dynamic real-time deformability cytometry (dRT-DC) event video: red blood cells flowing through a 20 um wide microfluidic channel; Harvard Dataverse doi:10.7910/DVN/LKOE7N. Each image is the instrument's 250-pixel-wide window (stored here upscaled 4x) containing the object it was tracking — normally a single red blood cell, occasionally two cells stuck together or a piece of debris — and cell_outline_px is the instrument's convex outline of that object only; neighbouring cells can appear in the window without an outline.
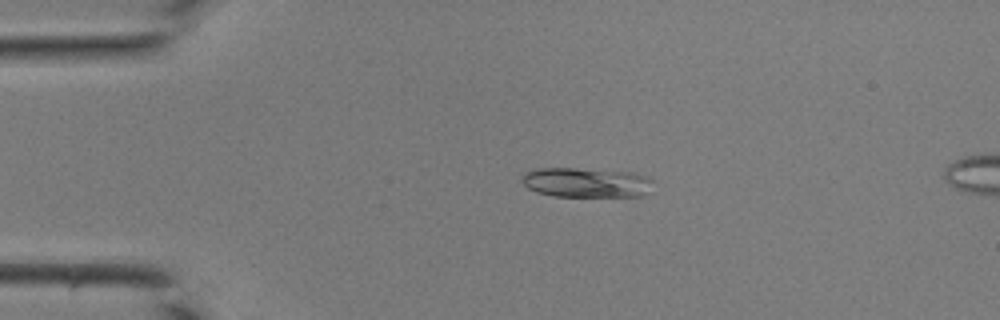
{"species": "common noctule bat (a hibernating species)", "species_latin": "Nyctalus noctula", "temperature_condition": "room temperature", "stored_images_in_passage": 41, "camera_frame_rate_fps": 3000, "um_per_image_px": 0.085, "animal": {"sex": "male", "body_mass_g": 19.0, "forearm_length_mm": 50.8}, "frame": {"image": 1, "passage_image": 9, "time_ms": 2.667, "image_size_px": [1000, 320], "cell_outline_px": [[652, 192], [644, 196], [552, 196], [536, 192], [528, 188], [520, 180], [524, 172], [536, 168], [576, 168], [636, 172], [652, 180]], "centroid_in_image_um": [49.84, 15.51], "position_along_channel_um": 35.2, "area_um2": 23.12}}
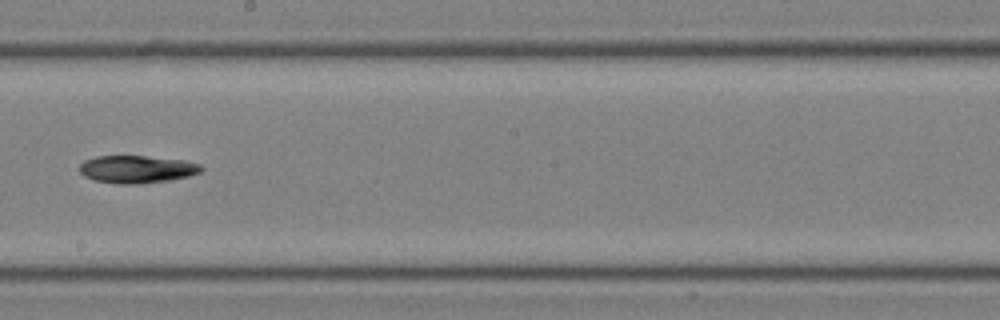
{"frame": {"image": 2, "passage_image": 24, "time_ms": 7.667, "image_size_px": [1000, 320], "cell_outline_px": [[204, 168], [200, 172], [188, 176], [168, 180], [136, 184], [120, 184], [96, 180], [84, 176], [80, 172], [80, 164], [84, 160], [96, 156], [144, 156], [184, 160], [200, 164]], "centroid_in_image_um": [11.63, 14.38], "position_along_channel_um": 236.6, "area_um2": 19.42}}
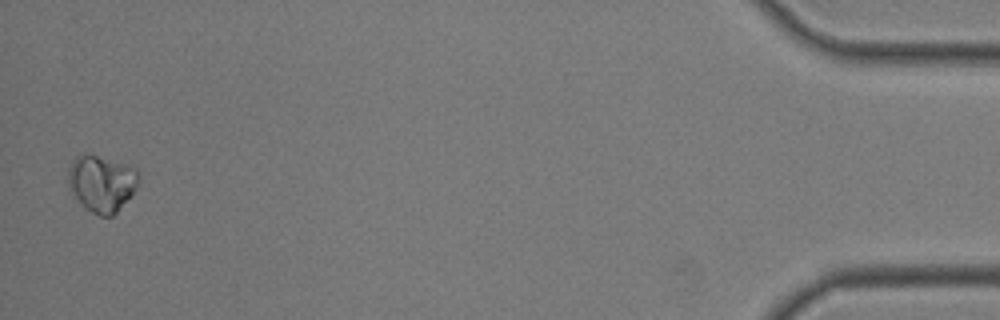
{"frame": {"image": 3, "passage_image": 41, "time_ms": 13.333, "image_size_px": [1000, 320], "cell_outline_px": [[140, 180], [132, 196], [112, 216], [100, 216], [84, 208], [72, 196], [68, 188], [68, 168], [72, 160], [76, 156], [84, 152], [128, 164], [136, 168], [140, 176]], "centroid_in_image_um": [8.63, 15.57], "position_along_channel_um": 426.6, "area_um2": 23.93}}